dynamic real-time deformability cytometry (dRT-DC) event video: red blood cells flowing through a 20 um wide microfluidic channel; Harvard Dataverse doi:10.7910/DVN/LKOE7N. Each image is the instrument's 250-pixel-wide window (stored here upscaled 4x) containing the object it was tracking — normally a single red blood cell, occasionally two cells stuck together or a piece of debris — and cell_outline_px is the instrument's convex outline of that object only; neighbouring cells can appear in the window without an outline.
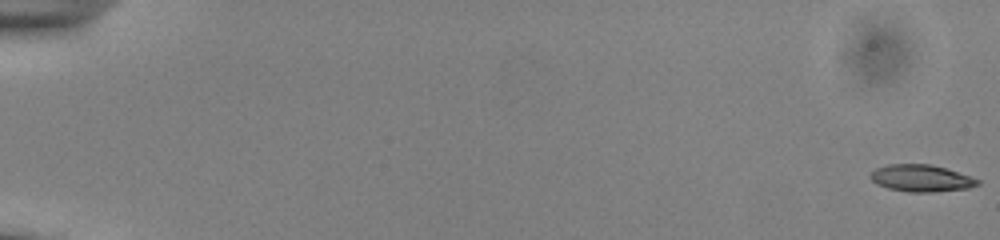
{"species": "common noctule bat (a hibernating species)", "species_latin": "Nyctalus noctula", "temperature_condition": "cold", "stored_images_in_passage": 55, "camera_frame_rate_fps": 3000, "um_per_image_px": 0.085, "animal": {"sex": "male", "body_mass_g": 13.0, "forearm_length_mm": 53.1}, "frame": {"image": 1, "passage_image": 1, "time_ms": 0.0, "image_size_px": [1000, 240], "cell_outline_px": [[980, 184], [968, 188], [932, 192], [908, 192], [888, 188], [876, 184], [872, 180], [872, 172], [876, 168], [888, 164], [932, 164], [980, 180]], "centroid_in_image_um": [78.29, 15.15], "position_along_channel_um": 6.7, "area_um2": 16.59}}
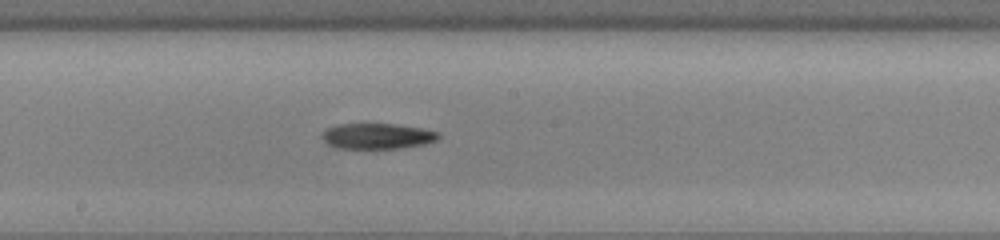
{"frame": {"image": 2, "passage_image": 32, "time_ms": 10.333, "image_size_px": [1000, 240], "cell_outline_px": [[440, 136], [436, 140], [424, 144], [400, 148], [340, 148], [328, 144], [324, 140], [324, 132], [328, 128], [340, 124], [396, 124], [420, 128], [440, 132]], "centroid_in_image_um": [32.12, 11.57], "position_along_channel_um": 216.1, "area_um2": 17.05}}
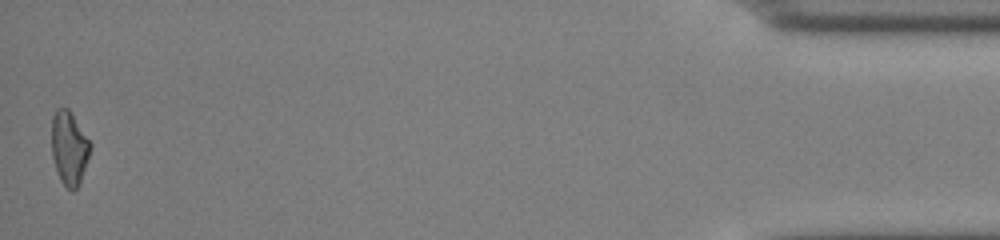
{"frame": {"image": 3, "passage_image": 55, "time_ms": 18.0, "image_size_px": [1000, 240], "cell_outline_px": [[92, 148], [80, 184], [72, 192], [60, 180], [52, 156], [52, 116], [56, 108], [68, 108], [92, 144]], "centroid_in_image_um": [5.9, 12.59], "position_along_channel_um": 429.3, "area_um2": 16.65}}